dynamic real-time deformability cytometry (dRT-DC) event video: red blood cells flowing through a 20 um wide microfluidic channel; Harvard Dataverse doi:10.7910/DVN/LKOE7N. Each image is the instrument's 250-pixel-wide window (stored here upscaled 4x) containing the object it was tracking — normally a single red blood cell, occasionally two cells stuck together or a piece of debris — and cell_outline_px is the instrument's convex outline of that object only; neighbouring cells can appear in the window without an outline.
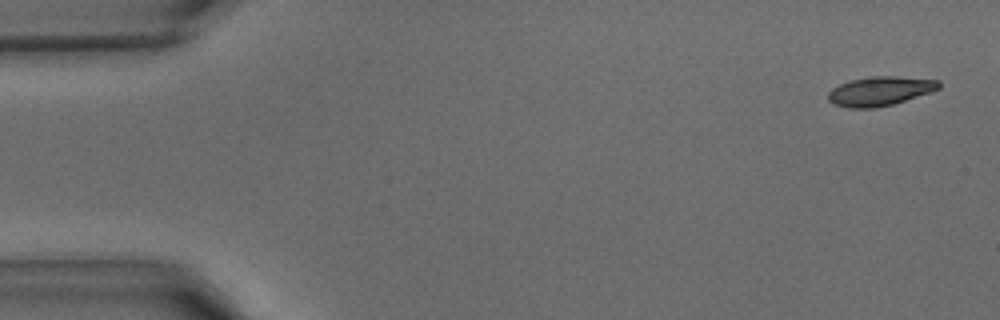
{"species": "common noctule bat (a hibernating species)", "species_latin": "Nyctalus noctula", "temperature_condition": "warm", "stored_images_in_passage": 40, "camera_frame_rate_fps": 3000, "um_per_image_px": 0.085, "animal": {"sex": "male", "body_mass_g": 15.6}, "frame": {"image": 1, "passage_image": 1, "time_ms": 0.0, "image_size_px": [1000, 320], "cell_outline_px": [[940, 88], [932, 92], [892, 104], [876, 108], [848, 108], [832, 104], [828, 100], [828, 92], [832, 88], [840, 84], [852, 80], [868, 76], [896, 76], [940, 80]], "centroid_in_image_um": [74.79, 7.74], "position_along_channel_um": 10.2, "area_um2": 18.96}}
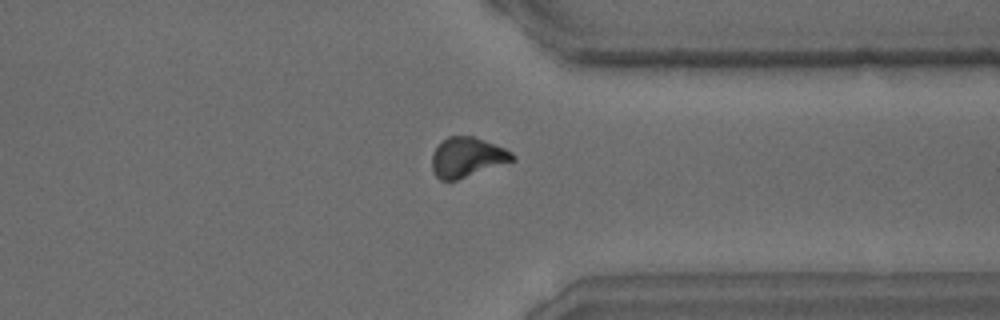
{"frame": {"image": 2, "passage_image": 31, "time_ms": 10.0, "image_size_px": [1000, 320], "cell_outline_px": [[516, 160], [456, 180], [440, 180], [432, 172], [432, 152], [448, 136], [472, 136], [484, 140], [504, 148], [512, 152], [516, 156]], "centroid_in_image_um": [39.71, 13.37], "position_along_channel_um": 371.7, "area_um2": 18.55}}
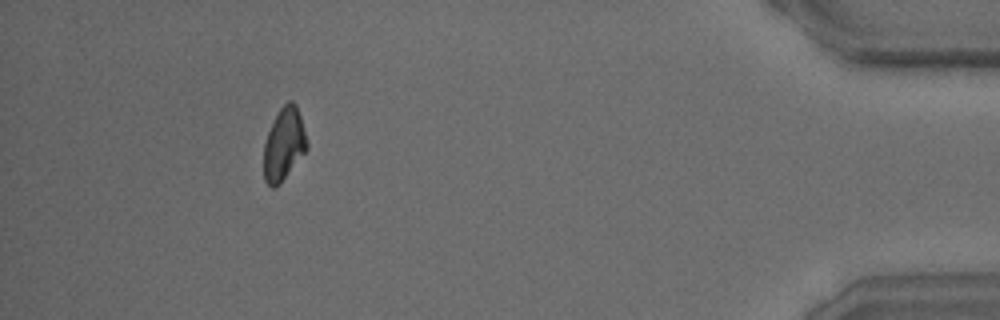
{"frame": {"image": 3, "passage_image": 37, "time_ms": 12.0, "image_size_px": [1000, 320], "cell_outline_px": [[308, 148], [280, 184], [276, 188], [272, 188], [264, 180], [264, 144], [268, 132], [280, 108], [288, 100], [292, 100], [296, 104], [300, 116], [308, 144]], "centroid_in_image_um": [24.13, 12.28], "position_along_channel_um": 411.1, "area_um2": 18.09}}